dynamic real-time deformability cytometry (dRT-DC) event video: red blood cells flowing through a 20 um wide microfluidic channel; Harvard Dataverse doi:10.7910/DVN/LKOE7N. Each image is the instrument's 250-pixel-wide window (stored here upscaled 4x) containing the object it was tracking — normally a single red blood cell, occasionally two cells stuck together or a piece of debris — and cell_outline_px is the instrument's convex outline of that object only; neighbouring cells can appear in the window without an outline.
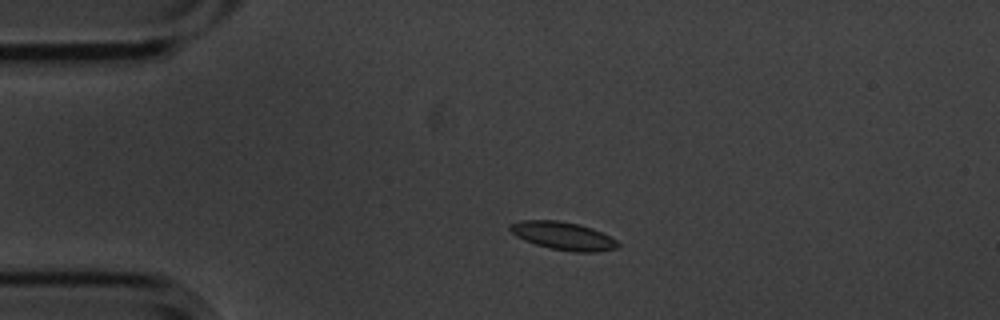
{"species": "common noctule bat (a hibernating species)", "species_latin": "Nyctalus noctula", "temperature_condition": "cold", "stored_images_in_passage": 3, "camera_frame_rate_fps": 3000, "um_per_image_px": 0.085, "animal": {"sex": "male", "body_mass_g": 20.1, "forearm_length_mm": 53.5}, "frame": {"image": 1, "passage_image": 2, "time_ms": 0.333, "image_size_px": [1000, 320], "cell_outline_px": [[620, 248], [600, 252], [572, 252], [552, 248], [536, 244], [524, 240], [516, 236], [508, 228], [508, 224], [520, 220], [560, 220], [580, 224], [592, 228], [616, 240], [620, 244]], "centroid_in_image_um": [47.88, 20.04], "position_along_channel_um": 37.1, "area_um2": 17.74}}